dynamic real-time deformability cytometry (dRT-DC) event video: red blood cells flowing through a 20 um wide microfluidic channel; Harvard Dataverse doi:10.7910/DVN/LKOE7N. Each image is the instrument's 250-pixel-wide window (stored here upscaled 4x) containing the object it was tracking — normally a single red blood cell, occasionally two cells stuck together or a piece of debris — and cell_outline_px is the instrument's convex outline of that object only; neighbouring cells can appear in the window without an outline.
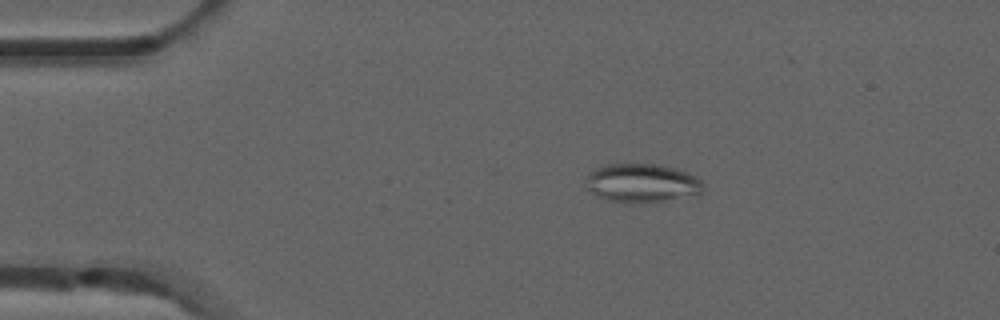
{"species": "common noctule bat (a hibernating species)", "species_latin": "Nyctalus noctula", "temperature_condition": "room temperature", "stored_images_in_passage": 6, "camera_frame_rate_fps": 3000, "um_per_image_px": 0.085, "animal": {"sex": "male", "forearm_length_mm": 52.5}, "frame": {"image": 1, "passage_image": 3, "time_ms": 0.667, "image_size_px": [1000, 320], "cell_outline_px": [[704, 188], [700, 192], [640, 204], [628, 204], [604, 200], [596, 196], [588, 188], [588, 172], [604, 164], [660, 164], [676, 168], [688, 172], [696, 176], [704, 184]], "centroid_in_image_um": [54.51, 15.55], "position_along_channel_um": 30.5, "area_um2": 26.41}}